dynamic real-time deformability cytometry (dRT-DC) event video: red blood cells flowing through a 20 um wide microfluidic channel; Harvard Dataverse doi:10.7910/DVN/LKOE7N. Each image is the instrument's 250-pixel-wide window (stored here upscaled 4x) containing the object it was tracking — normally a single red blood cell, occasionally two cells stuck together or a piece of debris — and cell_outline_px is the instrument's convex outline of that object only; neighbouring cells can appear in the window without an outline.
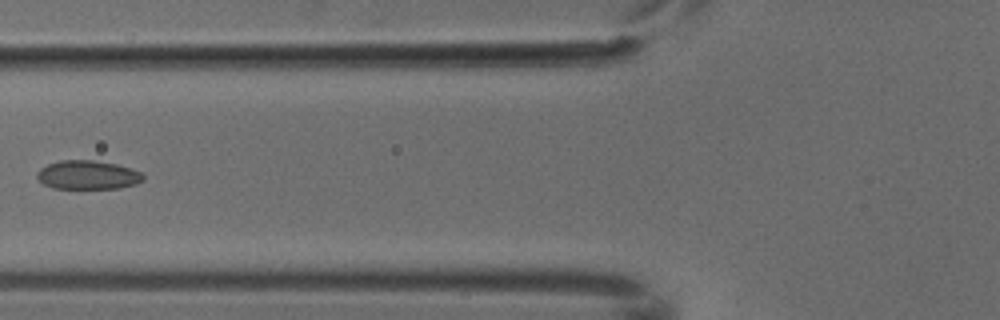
{"species": "common noctule bat (a hibernating species)", "species_latin": "Nyctalus noctula", "temperature_condition": "cold", "stored_images_in_passage": 3, "camera_frame_rate_fps": 3000, "um_per_image_px": 0.085, "animal": {"sex": "male", "body_mass_g": 18.8}, "frame": {"image": 1, "passage_image": 2, "time_ms": 0.333, "image_size_px": [1000, 320], "cell_outline_px": [[144, 180], [136, 184], [120, 188], [52, 188], [44, 184], [36, 176], [36, 172], [40, 168], [48, 164], [60, 160], [92, 160], [116, 164], [140, 172], [144, 176]], "centroid_in_image_um": [7.44, 14.87], "position_along_channel_um": 118.4, "area_um2": 17.74}}
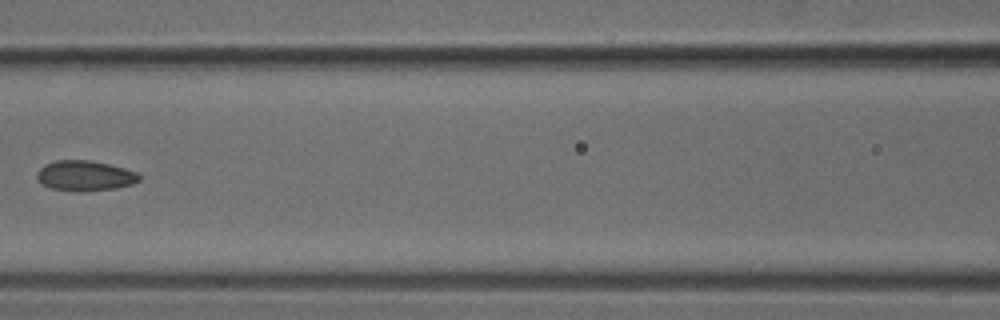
{"frame": {"image": 2, "passage_image": 3, "time_ms": 0.667, "image_size_px": [1000, 320], "cell_outline_px": [[140, 180], [132, 184], [116, 188], [76, 192], [52, 188], [40, 184], [36, 176], [36, 172], [44, 164], [56, 160], [92, 160], [124, 168], [136, 172], [140, 176]], "centroid_in_image_um": [7.18, 14.93], "position_along_channel_um": 159.4, "area_um2": 18.15}}